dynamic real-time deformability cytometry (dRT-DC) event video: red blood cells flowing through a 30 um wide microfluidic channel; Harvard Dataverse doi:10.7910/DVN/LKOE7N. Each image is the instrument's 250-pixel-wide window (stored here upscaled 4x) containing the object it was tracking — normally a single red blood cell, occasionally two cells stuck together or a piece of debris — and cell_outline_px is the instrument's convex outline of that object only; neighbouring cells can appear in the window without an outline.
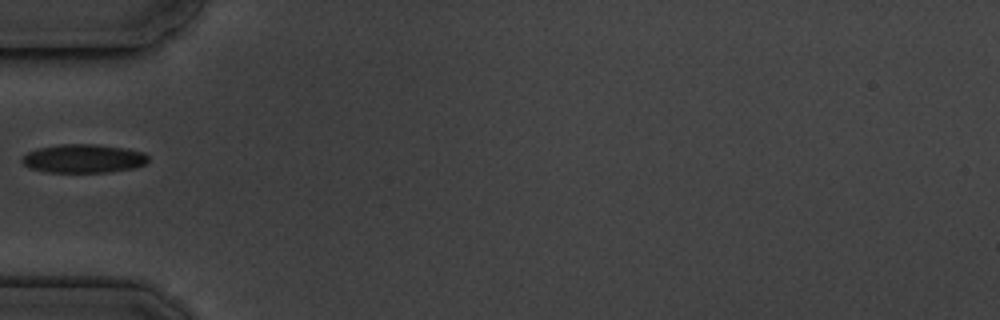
{"species": "common noctule bat (a hibernating species)", "species_latin": "Nyctalus noctula", "temperature_condition": "cold", "stored_images_in_passage": 1, "camera_frame_rate_fps": 3000, "um_per_image_px": 0.085, "animal": {"sex": "male", "body_mass_g": 19.5, "forearm_length_mm": 54.6}, "frame": {"image": 1, "passage_image": 1, "time_ms": 0.0, "image_size_px": [1000, 320], "cell_outline_px": [[148, 160], [144, 164], [132, 168], [108, 172], [48, 172], [28, 168], [20, 160], [28, 152], [40, 148], [60, 144], [96, 144], [124, 148], [144, 152], [148, 156]], "centroid_in_image_um": [7.08, 13.48], "position_along_channel_um": 77.9, "area_um2": 20.92}}